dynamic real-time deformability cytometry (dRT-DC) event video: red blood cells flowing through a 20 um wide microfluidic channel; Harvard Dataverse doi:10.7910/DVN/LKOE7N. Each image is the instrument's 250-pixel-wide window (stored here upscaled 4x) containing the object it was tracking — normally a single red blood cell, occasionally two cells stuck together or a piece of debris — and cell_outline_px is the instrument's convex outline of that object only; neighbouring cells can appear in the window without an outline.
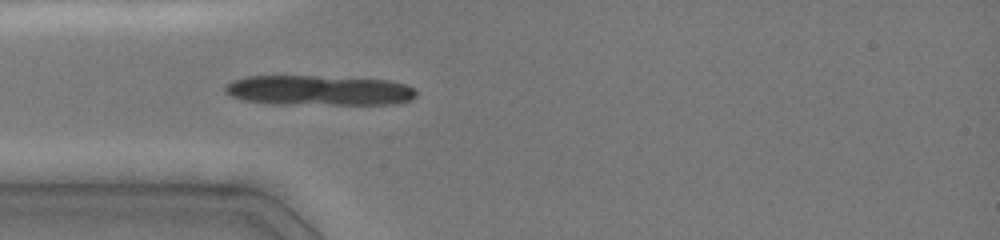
{"species": "common noctule bat (a hibernating species)", "species_latin": "Nyctalus noctula", "temperature_condition": "cold", "stored_images_in_passage": 1, "camera_frame_rate_fps": 3000, "um_per_image_px": 0.085, "animal": {"sex": "female", "body_mass_g": 19.0, "forearm_length_mm": 51.5}, "frame": {"image": 1, "passage_image": 1, "time_ms": 0.0, "image_size_px": [1000, 240], "cell_outline_px": [[416, 96], [412, 100], [396, 104], [268, 104], [244, 100], [232, 96], [224, 92], [224, 84], [232, 80], [244, 76], [316, 76], [388, 80], [408, 84], [416, 92]], "centroid_in_image_um": [27.08, 7.69], "position_along_channel_um": 57.9, "area_um2": 33.87}}